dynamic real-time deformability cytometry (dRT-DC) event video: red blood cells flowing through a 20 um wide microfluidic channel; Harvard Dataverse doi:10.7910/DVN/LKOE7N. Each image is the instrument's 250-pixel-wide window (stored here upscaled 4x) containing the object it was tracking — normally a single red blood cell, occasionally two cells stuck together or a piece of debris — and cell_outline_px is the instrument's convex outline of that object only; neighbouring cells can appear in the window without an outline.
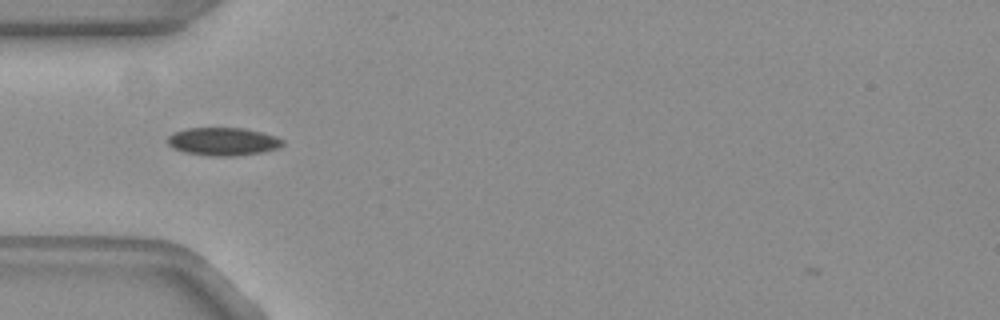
{"species": "common noctule bat (a hibernating species)", "species_latin": "Nyctalus noctula", "temperature_condition": "warm", "stored_images_in_passage": 40, "camera_frame_rate_fps": 3000, "um_per_image_px": 0.085, "animal": {"sex": "female", "body_mass_g": 19.3, "forearm_length_mm": 54.1}, "frame": {"image": 1, "passage_image": 3, "time_ms": 0.667, "image_size_px": [1000, 320], "cell_outline_px": [[284, 144], [276, 148], [260, 152], [236, 156], [208, 156], [184, 152], [168, 144], [168, 136], [176, 132], [188, 128], [244, 128], [276, 136], [284, 140]], "centroid_in_image_um": [18.97, 12.03], "position_along_channel_um": 66.0, "area_um2": 18.55}}
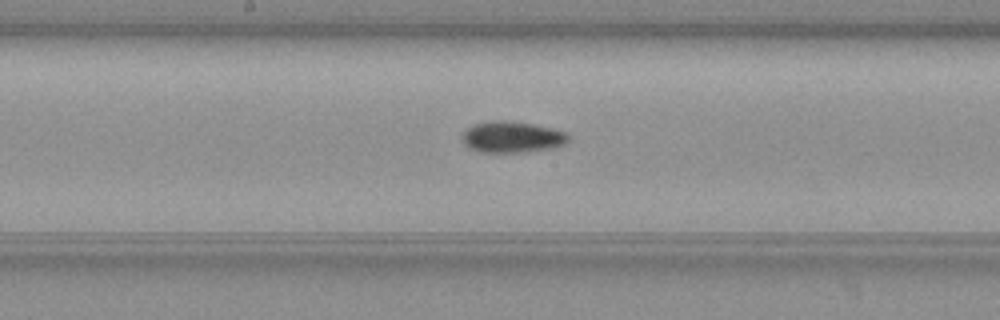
{"frame": {"image": 2, "passage_image": 14, "time_ms": 4.333, "image_size_px": [1000, 320], "cell_outline_px": [[568, 140], [564, 144], [556, 148], [524, 152], [480, 152], [468, 148], [464, 144], [464, 132], [472, 124], [500, 120], [504, 120], [532, 124], [552, 128], [564, 132], [568, 136]], "centroid_in_image_um": [43.53, 11.66], "position_along_channel_um": 204.7, "area_um2": 19.19}}
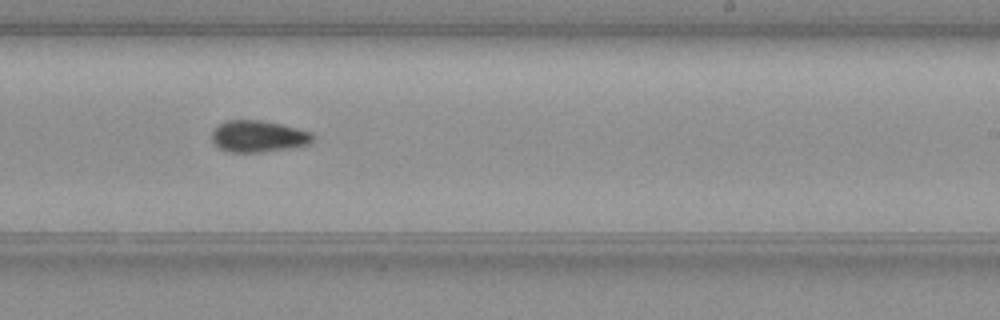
{"frame": {"image": 3, "passage_image": 19, "time_ms": 6.0, "image_size_px": [1000, 320], "cell_outline_px": [[316, 136], [308, 144], [292, 148], [260, 152], [228, 152], [220, 148], [212, 140], [212, 128], [228, 120], [260, 120], [280, 124], [312, 132]], "centroid_in_image_um": [21.96, 11.59], "position_along_channel_um": 267.0, "area_um2": 18.61}}